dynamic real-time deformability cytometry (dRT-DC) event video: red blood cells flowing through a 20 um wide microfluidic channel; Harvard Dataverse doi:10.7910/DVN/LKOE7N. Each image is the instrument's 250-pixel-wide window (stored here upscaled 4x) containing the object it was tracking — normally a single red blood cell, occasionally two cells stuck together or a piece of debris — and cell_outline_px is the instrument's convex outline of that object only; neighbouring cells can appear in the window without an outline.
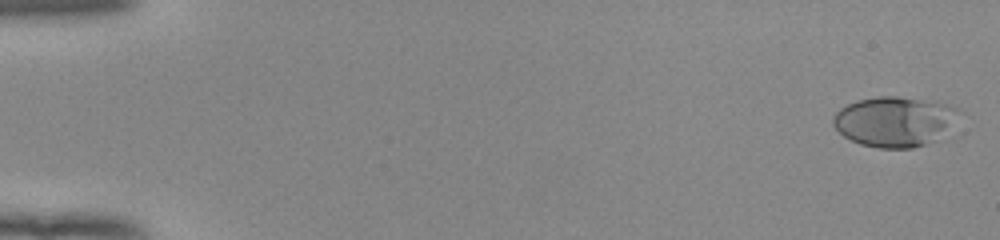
{"species": "human", "species_latin": "Homo sapiens", "temperature_condition": "room temperature", "stored_images_in_passage": 53, "camera_frame_rate_fps": 3000, "um_per_image_px": 0.085, "donor": {"sex": "female"}, "frame": {"image": 1, "passage_image": 1, "time_ms": 0.0, "image_size_px": [1000, 240], "cell_outline_px": [[964, 112], [944, 136], [936, 140], [912, 148], [880, 148], [860, 144], [844, 136], [832, 124], [832, 116], [840, 108], [848, 104], [860, 100], [876, 96], [896, 96], [936, 100], [952, 104], [960, 108]], "centroid_in_image_um": [76.14, 10.3], "position_along_channel_um": 8.9, "area_um2": 37.57}}
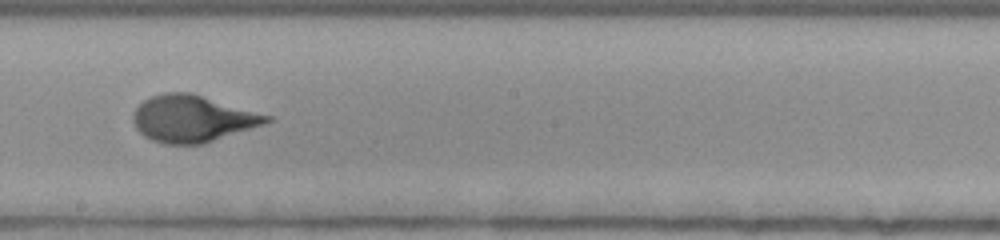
{"frame": {"image": 2, "passage_image": 31, "time_ms": 10.0, "image_size_px": [1000, 240], "cell_outline_px": [[272, 120], [264, 124], [204, 144], [164, 144], [152, 140], [144, 136], [136, 128], [132, 120], [132, 112], [144, 100], [152, 96], [164, 92], [192, 92], [272, 116]], "centroid_in_image_um": [16.35, 10.08], "position_along_channel_um": 231.8, "area_um2": 36.53}}
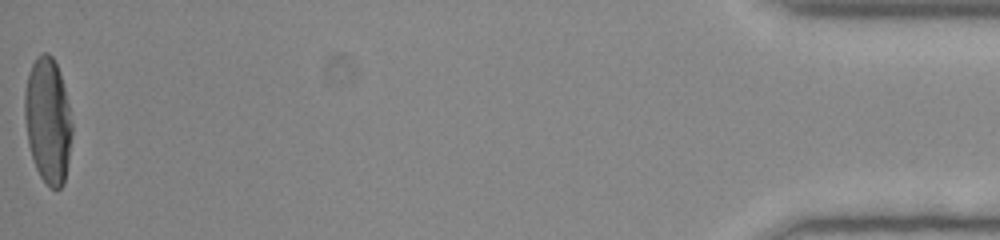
{"frame": {"image": 3, "passage_image": 53, "time_ms": 17.333, "image_size_px": [1000, 240], "cell_outline_px": [[72, 132], [68, 160], [64, 184], [60, 188], [52, 188], [40, 176], [36, 168], [28, 144], [24, 116], [24, 92], [28, 72], [36, 56], [44, 52], [48, 52], [52, 56], [60, 72], [72, 120]], "centroid_in_image_um": [4.06, 10.2], "position_along_channel_um": 431.1, "area_um2": 34.68}, "authors_computed_cell_mechanics": {"area_um2": 35.3736, "velocity_mm_per_s": 3.9363, "shape_relaxation_time_tau1_ms": 4.1203, "shape_relaxation_time_tau2_ms": null, "deformation_change_tau1": 0.2123, "deformation_change_tau2": null}}